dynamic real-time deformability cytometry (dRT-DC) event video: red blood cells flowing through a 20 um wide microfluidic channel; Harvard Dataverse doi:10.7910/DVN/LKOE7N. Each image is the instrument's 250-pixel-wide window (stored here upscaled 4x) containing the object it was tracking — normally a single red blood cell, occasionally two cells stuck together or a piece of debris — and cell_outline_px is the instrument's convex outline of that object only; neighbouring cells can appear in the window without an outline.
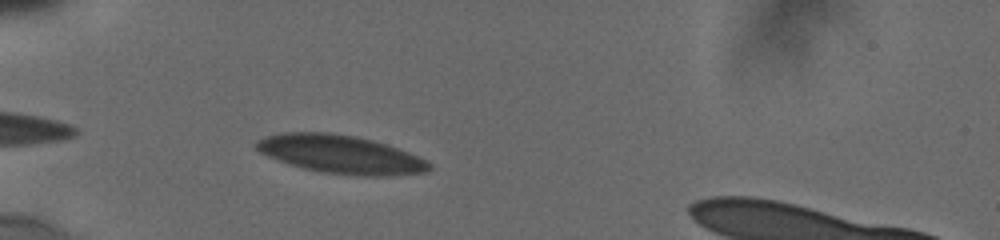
{"species": "human", "species_latin": "Homo sapiens", "temperature_condition": "cold", "stored_images_in_passage": 12, "camera_frame_rate_fps": 3000, "um_per_image_px": 0.085, "donor": {"sex": "male"}, "frame": {"image": 1, "passage_image": 3, "time_ms": 0.667, "image_size_px": [1000, 240], "cell_outline_px": [[432, 168], [428, 172], [388, 176], [360, 176], [324, 172], [304, 168], [268, 156], [260, 152], [256, 148], [256, 140], [268, 136], [284, 132], [328, 132], [356, 136], [388, 144], [408, 152], [432, 164]], "centroid_in_image_um": [29.0, 13.11], "position_along_channel_um": 56.0, "area_um2": 38.32}}
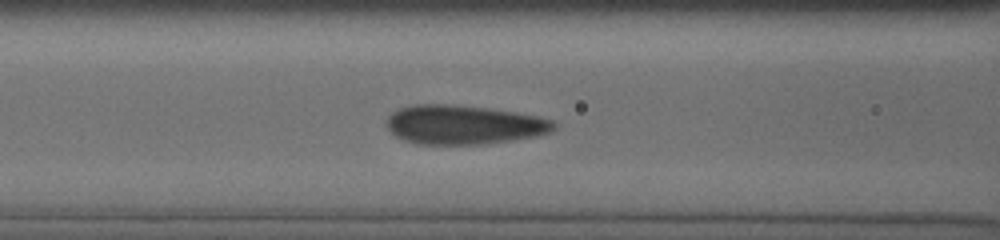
{"frame": {"image": 2, "passage_image": 9, "time_ms": 3.0, "image_size_px": [1000, 240], "cell_outline_px": [[556, 128], [548, 132], [536, 136], [512, 140], [484, 144], [416, 144], [404, 140], [388, 132], [384, 124], [388, 116], [392, 112], [400, 108], [416, 104], [448, 104], [488, 108], [516, 112], [536, 116], [552, 120], [556, 124]], "centroid_in_image_um": [39.36, 10.6], "position_along_channel_um": 127.2, "area_um2": 38.32}}
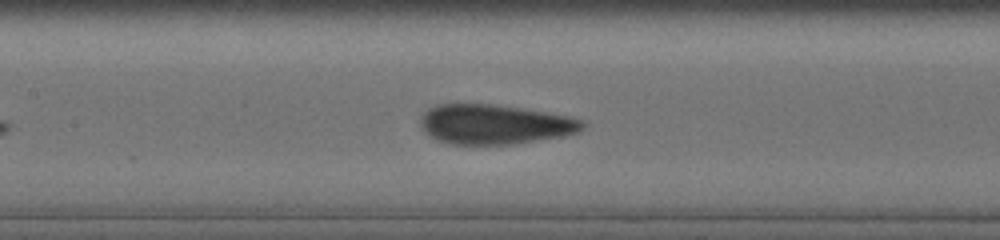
{"frame": {"image": 3, "passage_image": 12, "time_ms": 4.0, "image_size_px": [1000, 240], "cell_outline_px": [[584, 128], [576, 132], [564, 136], [512, 144], [452, 144], [436, 140], [428, 136], [424, 132], [420, 124], [420, 116], [428, 108], [436, 104], [492, 104], [520, 108], [568, 116], [584, 120]], "centroid_in_image_um": [41.99, 10.57], "position_along_channel_um": 165.4, "area_um2": 37.51}}